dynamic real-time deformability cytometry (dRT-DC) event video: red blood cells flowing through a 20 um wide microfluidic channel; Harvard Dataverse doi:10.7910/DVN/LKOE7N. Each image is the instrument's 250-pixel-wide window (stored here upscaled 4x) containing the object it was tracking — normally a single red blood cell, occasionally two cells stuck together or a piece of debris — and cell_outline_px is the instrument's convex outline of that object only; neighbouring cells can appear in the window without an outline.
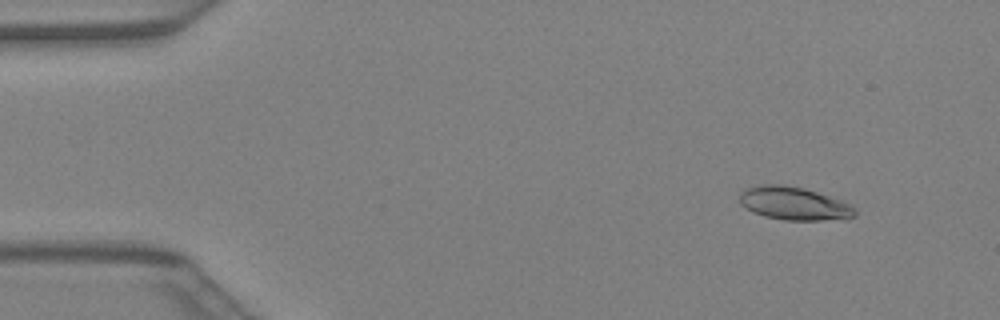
{"species": "Egyptian fruit bat (a non-hibernating species)", "species_latin": "Rousettus aegyptiacus", "temperature_condition": "warm", "stored_images_in_passage": 41, "camera_frame_rate_fps": 3000, "um_per_image_px": 0.085, "animal": {"sex": "female"}, "frame": {"image": 1, "passage_image": 4, "time_ms": 1.0, "image_size_px": [1000, 320], "cell_outline_px": [[856, 216], [848, 220], [784, 220], [764, 216], [752, 212], [740, 204], [740, 192], [748, 188], [760, 184], [780, 184], [804, 188], [852, 204], [856, 208]], "centroid_in_image_um": [67.54, 17.31], "position_along_channel_um": 17.5, "area_um2": 22.54}}
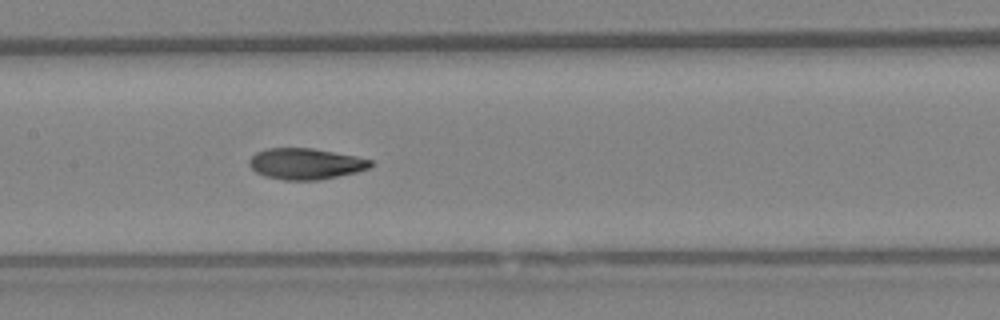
{"frame": {"image": 2, "passage_image": 20, "time_ms": 6.333, "image_size_px": [1000, 320], "cell_outline_px": [[372, 164], [368, 168], [356, 172], [320, 180], [284, 180], [264, 176], [256, 172], [248, 164], [248, 160], [256, 152], [268, 148], [312, 148], [356, 156], [372, 160]], "centroid_in_image_um": [25.95, 13.92], "position_along_channel_um": 181.4, "area_um2": 21.96}}
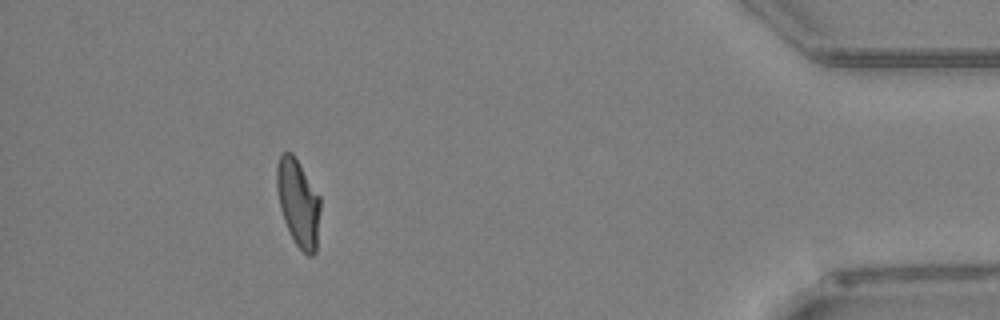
{"frame": {"image": 3, "passage_image": 37, "time_ms": 12.0, "image_size_px": [1000, 320], "cell_outline_px": [[320, 208], [316, 252], [312, 256], [308, 256], [296, 244], [284, 220], [280, 208], [276, 188], [276, 164], [280, 152], [292, 152], [320, 196]], "centroid_in_image_um": [25.34, 17.2], "position_along_channel_um": 409.9, "area_um2": 22.14}}